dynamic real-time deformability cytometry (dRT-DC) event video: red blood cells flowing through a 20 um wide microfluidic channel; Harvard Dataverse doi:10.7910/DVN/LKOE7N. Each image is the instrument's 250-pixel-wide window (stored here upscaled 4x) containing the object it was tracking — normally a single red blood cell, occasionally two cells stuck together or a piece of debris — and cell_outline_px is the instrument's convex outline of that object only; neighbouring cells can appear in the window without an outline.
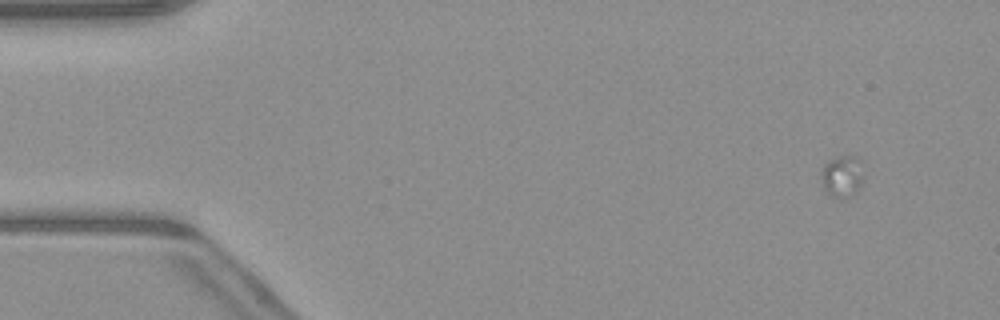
{"species": "common noctule bat (a hibernating species)", "species_latin": "Nyctalus noctula", "temperature_condition": "warm", "stored_images_in_passage": 20, "camera_frame_rate_fps": 3000, "um_per_image_px": 0.085, "animal": {"sex": "male", "body_mass_g": 23.1, "forearm_length_mm": 52.7}, "frame": {"image": 1, "passage_image": 6, "time_ms": 1.667, "image_size_px": [1000, 320], "cell_outline_px": [[864, 176], [860, 184], [848, 196], [840, 200], [832, 196], [824, 188], [820, 176], [820, 172], [824, 164], [828, 160], [840, 156], [856, 156], [860, 160]], "centroid_in_image_um": [71.55, 14.95], "position_along_channel_um": 13.4, "area_um2": 10.23}}